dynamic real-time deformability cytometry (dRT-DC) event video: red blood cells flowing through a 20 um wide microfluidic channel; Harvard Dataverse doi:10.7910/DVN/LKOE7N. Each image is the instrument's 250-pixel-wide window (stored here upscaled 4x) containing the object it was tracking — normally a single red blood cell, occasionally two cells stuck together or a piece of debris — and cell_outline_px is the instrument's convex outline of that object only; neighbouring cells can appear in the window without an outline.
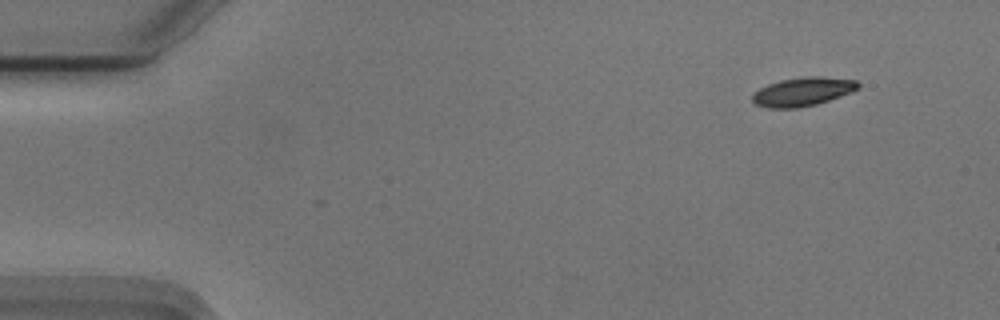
{"species": "Egyptian fruit bat (a non-hibernating species)", "species_latin": "Rousettus aegyptiacus", "temperature_condition": "cold", "stored_images_in_passage": 2, "camera_frame_rate_fps": 3000, "um_per_image_px": 0.085, "animal": {"sex": "male"}, "frame": {"image": 1, "passage_image": 1, "time_ms": 0.0, "image_size_px": [1000, 320], "cell_outline_px": [[860, 88], [852, 92], [816, 104], [796, 108], [768, 108], [756, 104], [752, 100], [752, 96], [760, 88], [768, 84], [780, 80], [808, 76], [816, 76], [856, 80], [860, 84]], "centroid_in_image_um": [68.25, 7.79], "position_along_channel_um": 16.8, "area_um2": 17.51}}